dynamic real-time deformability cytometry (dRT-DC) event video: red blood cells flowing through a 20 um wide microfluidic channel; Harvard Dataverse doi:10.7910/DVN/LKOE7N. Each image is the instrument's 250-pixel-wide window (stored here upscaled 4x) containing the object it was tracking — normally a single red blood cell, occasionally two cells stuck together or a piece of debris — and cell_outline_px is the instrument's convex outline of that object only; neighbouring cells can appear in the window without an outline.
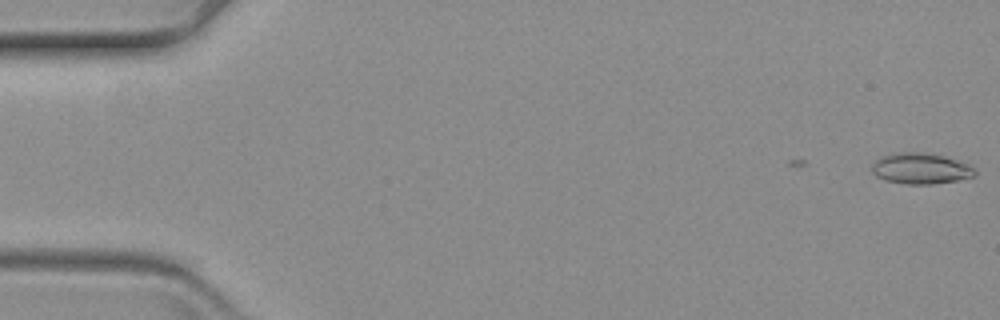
{"species": "common noctule bat (a hibernating species)", "species_latin": "Nyctalus noctula", "temperature_condition": "warm", "stored_images_in_passage": 10, "camera_frame_rate_fps": 3000, "um_per_image_px": 0.085, "animal": {"sex": "female", "body_mass_g": 19.3, "forearm_length_mm": 54.1}, "frame": {"image": 1, "passage_image": 1, "time_ms": 0.0, "image_size_px": [1000, 320], "cell_outline_px": [[976, 176], [956, 180], [932, 184], [904, 184], [884, 180], [876, 176], [872, 172], [872, 164], [880, 156], [896, 152], [924, 152], [944, 156], [964, 164], [972, 168], [976, 172]], "centroid_in_image_um": [78.19, 14.32], "position_along_channel_um": 6.8, "area_um2": 18.44}}